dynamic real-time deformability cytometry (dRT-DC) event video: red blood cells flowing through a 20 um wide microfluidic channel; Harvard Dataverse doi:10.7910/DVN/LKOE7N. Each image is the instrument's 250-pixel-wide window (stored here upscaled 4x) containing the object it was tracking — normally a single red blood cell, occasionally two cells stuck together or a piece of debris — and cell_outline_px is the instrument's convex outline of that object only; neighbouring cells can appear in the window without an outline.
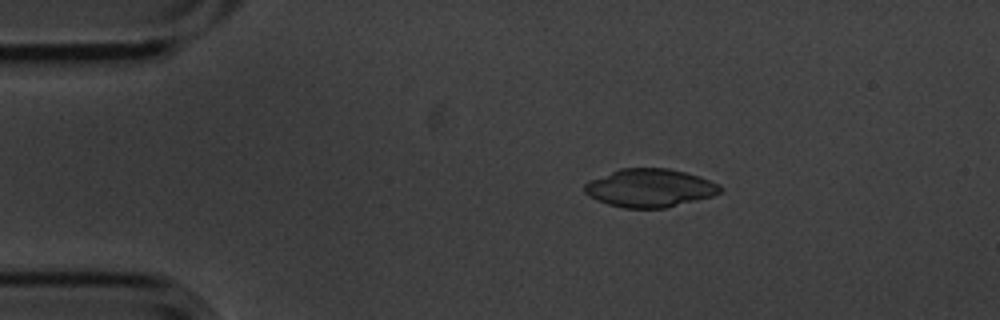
{"species": "common noctule bat (a hibernating species)", "species_latin": "Nyctalus noctula", "temperature_condition": "cold", "stored_images_in_passage": 5, "camera_frame_rate_fps": 3000, "um_per_image_px": 0.085, "animal": {"sex": "male", "body_mass_g": 20.1, "forearm_length_mm": 53.5}, "frame": {"image": 1, "passage_image": 2, "time_ms": 0.333, "image_size_px": [1000, 320], "cell_outline_px": [[724, 192], [712, 196], [664, 208], [624, 208], [608, 204], [596, 200], [588, 196], [584, 192], [584, 184], [588, 180], [620, 168], [668, 168], [700, 176], [720, 184], [724, 188]], "centroid_in_image_um": [55.23, 15.97], "position_along_channel_um": 29.8, "area_um2": 30.46}}